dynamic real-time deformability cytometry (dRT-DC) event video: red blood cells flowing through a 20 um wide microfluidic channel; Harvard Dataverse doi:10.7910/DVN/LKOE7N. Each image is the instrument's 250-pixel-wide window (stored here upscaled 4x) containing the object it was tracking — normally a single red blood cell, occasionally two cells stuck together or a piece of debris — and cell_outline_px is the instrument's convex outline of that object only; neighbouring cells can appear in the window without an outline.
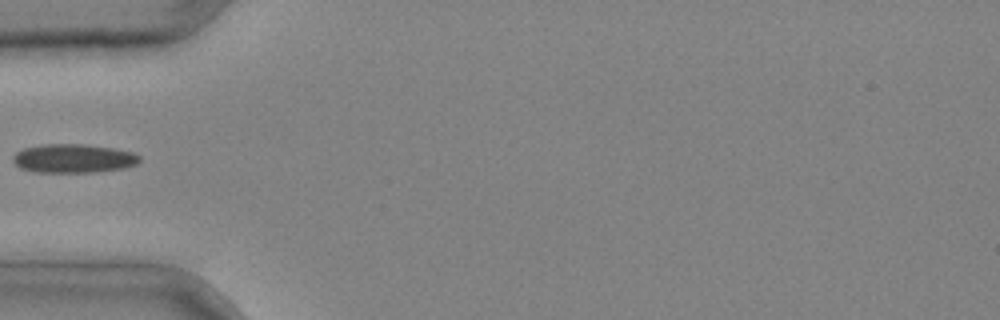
{"species": "common noctule bat (a hibernating species)", "species_latin": "Nyctalus noctula", "temperature_condition": "cold", "stored_images_in_passage": 3, "camera_frame_rate_fps": 3000, "um_per_image_px": 0.085, "animal": {"sex": "male", "body_mass_g": 20.4}, "frame": {"image": 1, "passage_image": 3, "time_ms": 0.667, "image_size_px": [1000, 320], "cell_outline_px": [[140, 160], [136, 164], [124, 168], [92, 172], [32, 172], [20, 168], [12, 160], [12, 156], [16, 152], [24, 148], [44, 144], [88, 144], [112, 148], [132, 152], [140, 156]], "centroid_in_image_um": [6.21, 13.46], "position_along_channel_um": 78.8, "area_um2": 21.27}}